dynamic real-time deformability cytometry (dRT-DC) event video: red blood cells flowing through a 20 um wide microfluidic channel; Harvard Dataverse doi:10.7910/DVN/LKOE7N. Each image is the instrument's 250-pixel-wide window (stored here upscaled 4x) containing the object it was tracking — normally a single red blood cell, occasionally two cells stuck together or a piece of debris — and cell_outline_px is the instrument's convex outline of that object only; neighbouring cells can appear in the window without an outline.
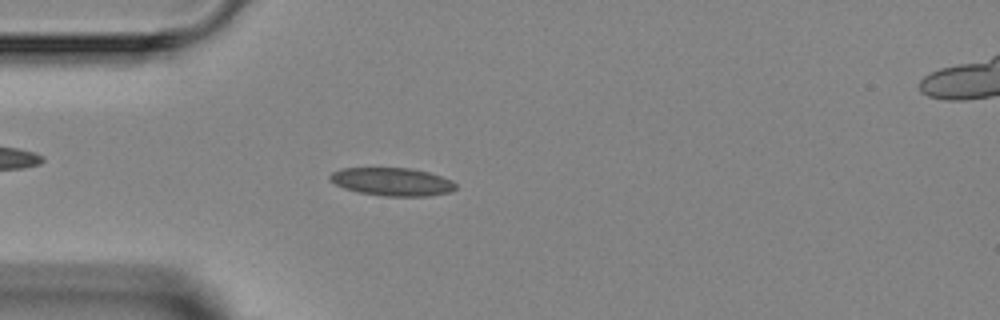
{"species": "Egyptian fruit bat (a non-hibernating species)", "species_latin": "Rousettus aegyptiacus", "temperature_condition": "room temperature", "stored_images_in_passage": 2, "camera_frame_rate_fps": 3000, "um_per_image_px": 0.085, "animal": {"sex": "female"}, "frame": {"image": 1, "passage_image": 2, "time_ms": 1.333, "image_size_px": [1000, 320], "cell_outline_px": [[456, 188], [452, 192], [428, 196], [384, 196], [360, 192], [344, 188], [336, 184], [328, 176], [332, 172], [340, 168], [412, 168], [428, 172], [452, 180], [456, 184]], "centroid_in_image_um": [33.36, 15.44], "position_along_channel_um": 51.6, "area_um2": 20.52}}